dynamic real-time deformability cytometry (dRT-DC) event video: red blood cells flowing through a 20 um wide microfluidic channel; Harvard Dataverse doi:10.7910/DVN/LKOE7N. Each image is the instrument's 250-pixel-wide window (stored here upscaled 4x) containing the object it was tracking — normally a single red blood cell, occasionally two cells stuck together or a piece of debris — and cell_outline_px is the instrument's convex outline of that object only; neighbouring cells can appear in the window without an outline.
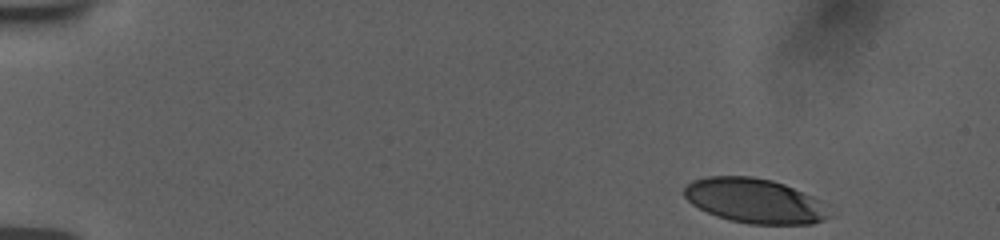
{"species": "human", "species_latin": "Homo sapiens", "temperature_condition": "room temperature", "stored_images_in_passage": 50, "camera_frame_rate_fps": 3000, "um_per_image_px": 0.085, "donor": {"sex": "female"}, "frame": {"image": 1, "passage_image": 1, "time_ms": 0.0, "image_size_px": [1000, 240], "cell_outline_px": [[832, 216], [824, 220], [812, 224], [748, 224], [716, 216], [692, 204], [684, 196], [684, 188], [692, 180], [708, 176], [752, 176], [772, 180], [784, 184], [812, 196], [820, 200]], "centroid_in_image_um": [64.15, 17.07], "position_along_channel_um": 20.8, "area_um2": 37.69}}
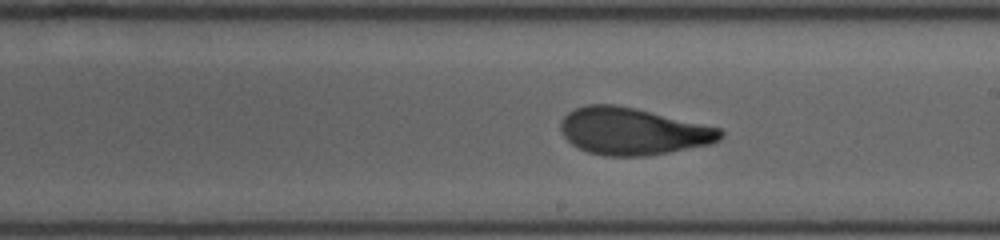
{"frame": {"image": 2, "passage_image": 28, "time_ms": 9.0, "image_size_px": [1000, 240], "cell_outline_px": [[724, 136], [720, 140], [712, 144], [648, 156], [604, 156], [588, 152], [572, 144], [560, 132], [560, 124], [564, 116], [568, 112], [576, 108], [588, 104], [616, 104], [636, 108], [720, 128], [724, 132]], "centroid_in_image_um": [53.8, 11.16], "position_along_channel_um": 235.2, "area_um2": 43.99}}
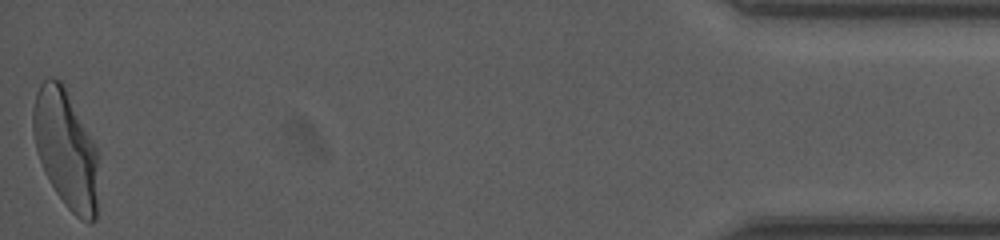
{"frame": {"image": 3, "passage_image": 50, "time_ms": 16.333, "image_size_px": [1000, 240], "cell_outline_px": [[96, 220], [92, 224], [88, 224], [76, 216], [68, 208], [56, 192], [40, 160], [36, 148], [32, 128], [32, 108], [36, 92], [40, 84], [48, 76], [52, 76], [60, 80], [92, 140], [96, 148]], "centroid_in_image_um": [5.56, 12.66], "position_along_channel_um": 429.6, "area_um2": 43.99}, "authors_computed_cell_mechanics": {"area_um2": 43.5234, "velocity_mm_per_s": 3.7695, "shape_relaxation_time_tau1_ms": 5.0904, "shape_relaxation_time_tau2_ms": 1.3108, "deformation_change_tau1": 0.2008, "deformation_change_tau2": 0.0822}}